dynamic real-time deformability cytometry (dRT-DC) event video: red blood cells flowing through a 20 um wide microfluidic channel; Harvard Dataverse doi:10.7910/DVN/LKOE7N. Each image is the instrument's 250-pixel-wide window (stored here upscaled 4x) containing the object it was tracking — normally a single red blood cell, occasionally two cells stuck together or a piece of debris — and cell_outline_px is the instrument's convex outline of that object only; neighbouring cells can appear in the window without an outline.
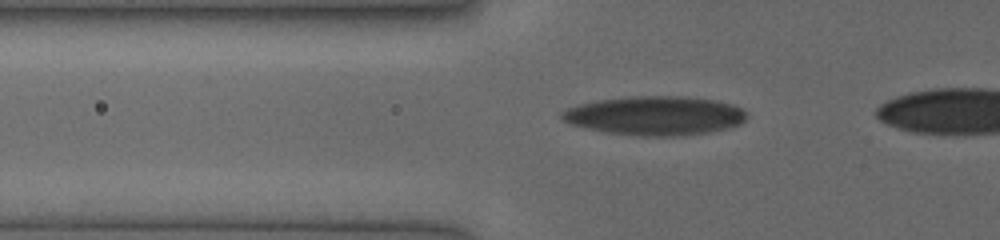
{"species": "human", "species_latin": "Homo sapiens", "temperature_condition": "cold", "stored_images_in_passage": 58, "camera_frame_rate_fps": 3000, "um_per_image_px": 0.085, "donor": {"sex": "female"}, "frame": {"image": 1, "passage_image": 14, "time_ms": 3.333, "image_size_px": [1000, 240], "cell_outline_px": [[748, 116], [740, 124], [728, 128], [708, 132], [668, 136], [644, 136], [604, 132], [568, 124], [560, 116], [560, 112], [568, 108], [580, 104], [596, 100], [628, 96], [684, 96], [716, 100], [732, 104], [740, 108]], "centroid_in_image_um": [55.64, 9.82], "position_along_channel_um": 70.2, "area_um2": 42.02}}
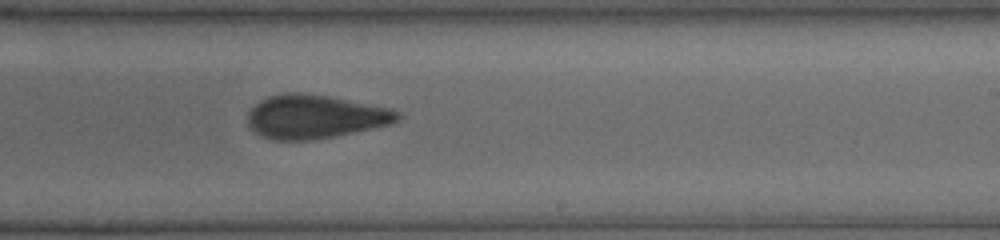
{"frame": {"image": 2, "passage_image": 34, "time_ms": 8.0, "image_size_px": [1000, 240], "cell_outline_px": [[400, 116], [392, 124], [332, 136], [308, 140], [272, 140], [260, 136], [248, 124], [248, 112], [260, 100], [268, 96], [284, 92], [300, 92], [328, 96], [392, 108], [400, 112]], "centroid_in_image_um": [26.75, 9.9], "position_along_channel_um": 262.2, "area_um2": 37.97}}
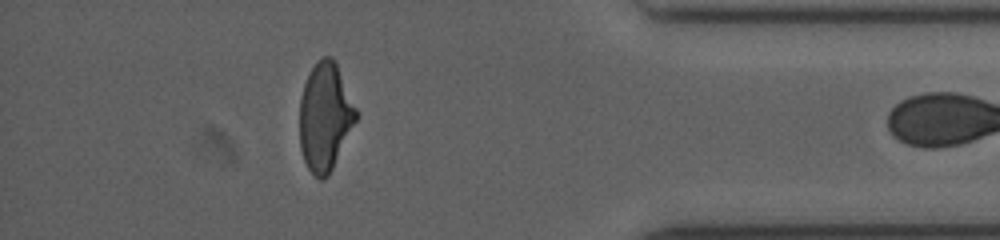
{"frame": {"image": 3, "passage_image": 56, "time_ms": 12.0, "image_size_px": [1000, 240], "cell_outline_px": [[356, 120], [328, 176], [324, 180], [320, 180], [308, 168], [304, 160], [300, 148], [300, 96], [304, 84], [316, 60], [324, 56], [332, 56], [336, 64], [356, 108]], "centroid_in_image_um": [27.6, 9.92], "position_along_channel_um": 407.6, "area_um2": 34.97}}